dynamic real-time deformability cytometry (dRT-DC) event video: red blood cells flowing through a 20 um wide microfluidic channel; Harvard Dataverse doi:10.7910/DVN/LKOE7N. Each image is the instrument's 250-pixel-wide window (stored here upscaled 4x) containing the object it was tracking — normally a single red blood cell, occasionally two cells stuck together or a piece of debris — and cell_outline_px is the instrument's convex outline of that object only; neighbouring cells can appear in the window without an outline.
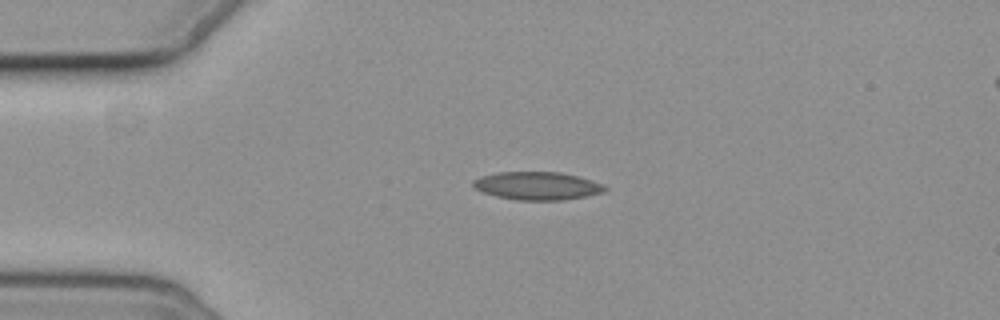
{"species": "common noctule bat (a hibernating species)", "species_latin": "Nyctalus noctula", "temperature_condition": "cold", "stored_images_in_passage": 6, "camera_frame_rate_fps": 3000, "um_per_image_px": 0.085, "animal": {"sex": "female", "body_mass_g": 19.3, "forearm_length_mm": 54.1}, "frame": {"image": 1, "passage_image": 4, "time_ms": 3.333, "image_size_px": [1000, 320], "cell_outline_px": [[608, 188], [604, 192], [584, 196], [560, 200], [520, 200], [496, 196], [484, 192], [476, 188], [472, 184], [472, 180], [480, 176], [500, 172], [560, 172], [592, 180], [604, 184]], "centroid_in_image_um": [45.67, 15.79], "position_along_channel_um": 39.3, "area_um2": 21.33}}
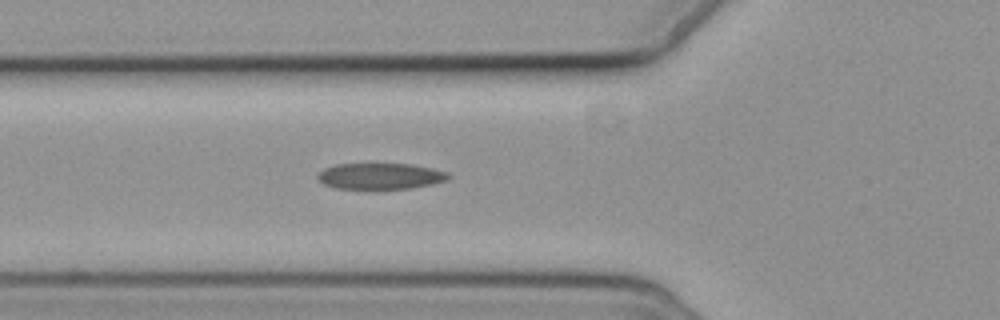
{"frame": {"image": 2, "passage_image": 6, "time_ms": 5.667, "image_size_px": [1000, 320], "cell_outline_px": [[452, 176], [448, 180], [432, 184], [412, 188], [336, 188], [324, 184], [316, 176], [324, 168], [336, 164], [412, 164], [432, 168], [448, 172]], "centroid_in_image_um": [32.37, 14.96], "position_along_channel_um": 93.4, "area_um2": 19.77}}